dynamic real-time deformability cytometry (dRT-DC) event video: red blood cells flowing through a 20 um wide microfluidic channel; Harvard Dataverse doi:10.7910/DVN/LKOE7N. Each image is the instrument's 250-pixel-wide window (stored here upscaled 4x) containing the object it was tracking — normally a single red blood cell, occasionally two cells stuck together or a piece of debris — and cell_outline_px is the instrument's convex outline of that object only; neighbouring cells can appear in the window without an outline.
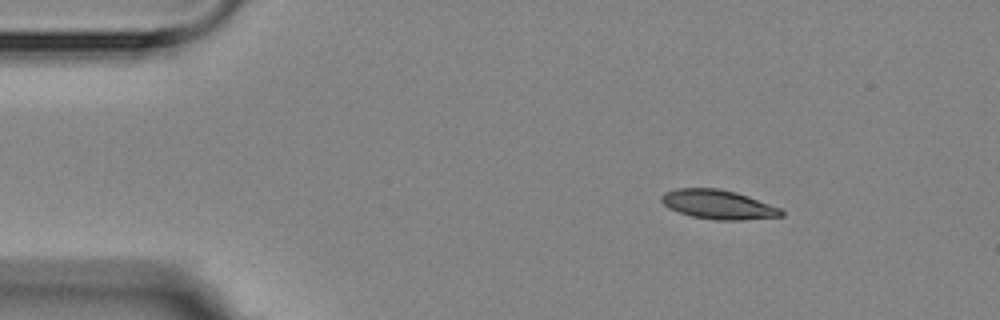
{"species": "Egyptian fruit bat (a non-hibernating species)", "species_latin": "Rousettus aegyptiacus", "temperature_condition": "room temperature", "stored_images_in_passage": 5, "camera_frame_rate_fps": 3000, "um_per_image_px": 0.085, "animal": {"sex": "female"}, "frame": {"image": 1, "passage_image": 1, "time_ms": 0.0, "image_size_px": [1000, 320], "cell_outline_px": [[784, 216], [744, 220], [712, 220], [692, 216], [668, 208], [660, 200], [660, 196], [664, 192], [676, 188], [720, 188], [736, 192], [748, 196], [780, 208], [784, 212]], "centroid_in_image_um": [61.03, 17.38], "position_along_channel_um": 24.0, "area_um2": 20.52}}
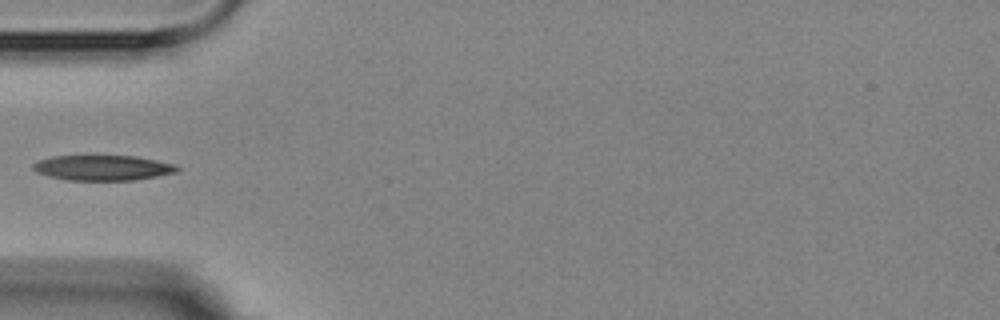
{"frame": {"image": 2, "passage_image": 4, "time_ms": 3.333, "image_size_px": [1000, 320], "cell_outline_px": [[180, 168], [176, 172], [136, 180], [68, 180], [48, 176], [36, 172], [32, 168], [32, 164], [40, 160], [52, 156], [136, 156], [172, 164]], "centroid_in_image_um": [8.69, 14.26], "position_along_channel_um": 76.3, "area_um2": 20.98}}
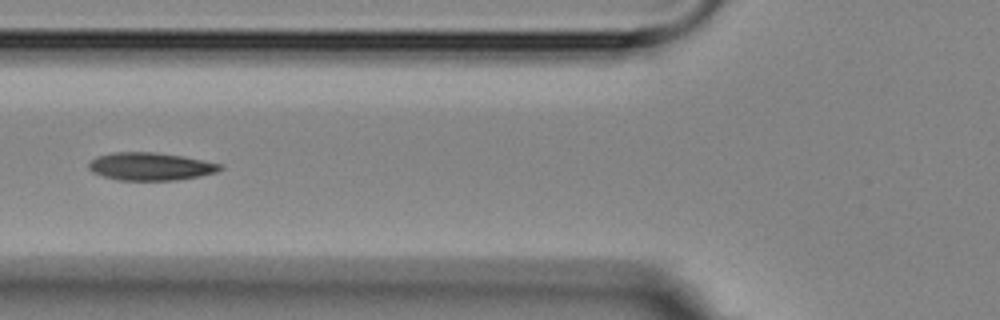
{"frame": {"image": 3, "passage_image": 5, "time_ms": 4.333, "image_size_px": [1000, 320], "cell_outline_px": [[224, 168], [216, 172], [200, 176], [176, 180], [116, 180], [92, 172], [88, 168], [88, 164], [96, 156], [112, 152], [156, 152], [184, 156], [224, 164]], "centroid_in_image_um": [12.82, 14.14], "position_along_channel_um": 113.0, "area_um2": 21.5}}